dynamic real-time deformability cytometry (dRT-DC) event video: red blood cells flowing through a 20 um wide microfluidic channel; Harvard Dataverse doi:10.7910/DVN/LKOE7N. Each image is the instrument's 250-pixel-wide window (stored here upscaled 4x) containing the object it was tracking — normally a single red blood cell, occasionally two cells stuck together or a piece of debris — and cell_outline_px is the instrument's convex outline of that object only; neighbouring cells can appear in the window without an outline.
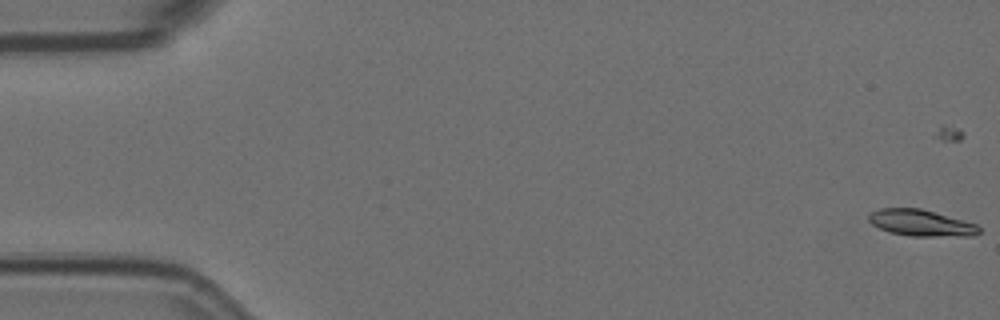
{"species": "Egyptian fruit bat (a non-hibernating species)", "species_latin": "Rousettus aegyptiacus", "temperature_condition": "room temperature", "stored_images_in_passage": 45, "camera_frame_rate_fps": 3000, "um_per_image_px": 0.085, "animal": {"sex": "female"}, "frame": {"image": 1, "passage_image": 1, "time_ms": 0.0, "image_size_px": [1000, 320], "cell_outline_px": [[980, 232], [976, 236], [912, 236], [888, 232], [872, 224], [868, 220], [868, 216], [872, 212], [880, 208], [920, 208], [976, 224], [980, 228]], "centroid_in_image_um": [78.29, 18.96], "position_along_channel_um": 6.7, "area_um2": 16.88}}
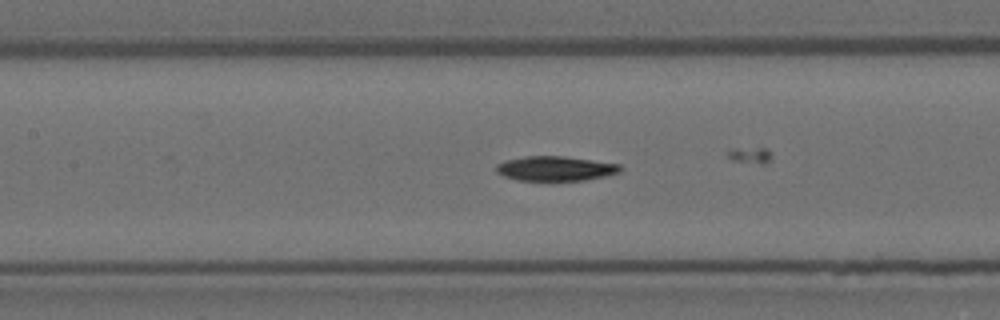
{"frame": {"image": 2, "passage_image": 26, "time_ms": 8.333, "image_size_px": [1000, 320], "cell_outline_px": [[624, 168], [620, 172], [604, 176], [584, 180], [516, 180], [504, 176], [496, 172], [496, 164], [504, 160], [524, 156], [564, 156], [620, 164]], "centroid_in_image_um": [47.2, 14.31], "position_along_channel_um": 160.2, "area_um2": 17.86}}
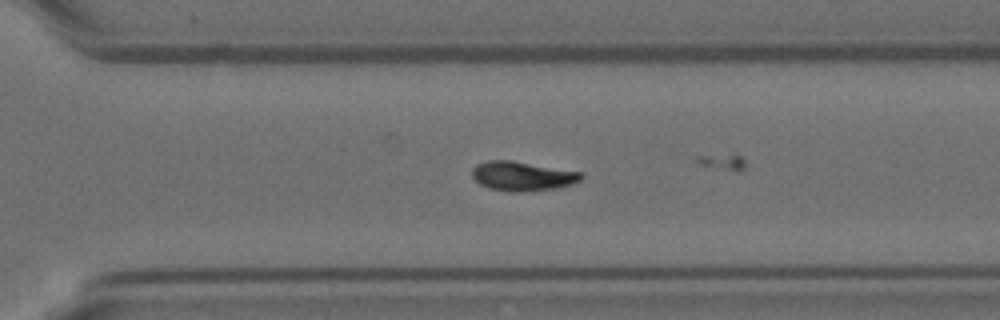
{"frame": {"image": 3, "passage_image": 40, "time_ms": 13.0, "image_size_px": [1000, 320], "cell_outline_px": [[584, 176], [580, 180], [572, 184], [556, 188], [524, 192], [512, 192], [488, 188], [480, 184], [472, 176], [472, 168], [476, 164], [488, 160], [512, 160], [584, 172]], "centroid_in_image_um": [44.42, 14.96], "position_along_channel_um": 326.2, "area_um2": 18.9}, "authors_computed_cell_mechanics": {"area_um2": 18.1492, "velocity_mm_per_s": 3.5755, "shape_relaxation_time_tau1_ms": 4.8914, "shape_relaxation_time_tau2_ms": null, "deformation_change_tau1": 0.1904, "deformation_change_tau2": null}}